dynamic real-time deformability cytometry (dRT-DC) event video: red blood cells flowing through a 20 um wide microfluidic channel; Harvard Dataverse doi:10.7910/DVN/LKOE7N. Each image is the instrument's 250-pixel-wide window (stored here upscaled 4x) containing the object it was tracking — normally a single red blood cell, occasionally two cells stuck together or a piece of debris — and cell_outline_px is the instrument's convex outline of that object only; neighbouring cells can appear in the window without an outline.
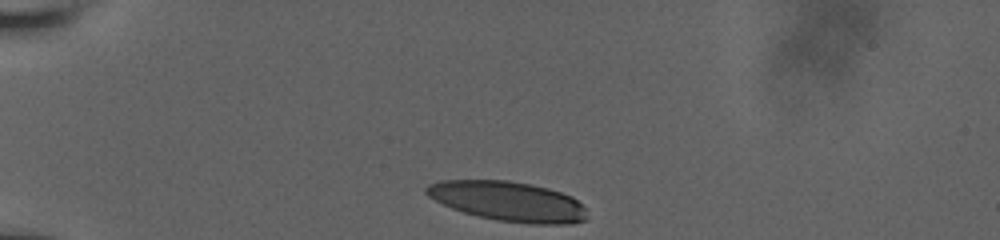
{"species": "human", "species_latin": "Homo sapiens", "temperature_condition": "room temperature", "stored_images_in_passage": 9, "camera_frame_rate_fps": 3000, "um_per_image_px": 0.085, "donor": {"sex": "male"}, "frame": {"image": 1, "passage_image": 1, "time_ms": 0.0, "image_size_px": [1000, 240], "cell_outline_px": [[588, 220], [572, 224], [528, 224], [496, 220], [464, 212], [452, 208], [428, 196], [424, 192], [424, 188], [428, 184], [440, 180], [508, 180], [532, 184], [548, 188], [572, 196], [584, 208]], "centroid_in_image_um": [43.2, 17.11], "position_along_channel_um": 41.8, "area_um2": 37.34}}
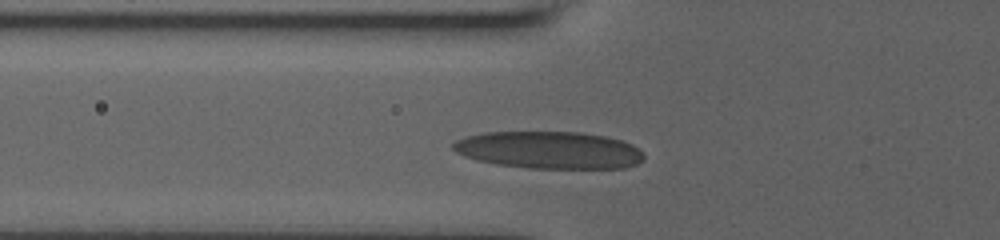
{"frame": {"image": 2, "passage_image": 8, "time_ms": 2.333, "image_size_px": [1000, 240], "cell_outline_px": [[644, 160], [636, 164], [624, 168], [528, 168], [496, 164], [476, 160], [464, 156], [456, 152], [452, 148], [452, 144], [456, 140], [464, 136], [484, 132], [580, 132], [604, 136], [624, 140], [640, 148], [644, 152]], "centroid_in_image_um": [46.69, 12.75], "position_along_channel_um": 79.1, "area_um2": 41.85}}